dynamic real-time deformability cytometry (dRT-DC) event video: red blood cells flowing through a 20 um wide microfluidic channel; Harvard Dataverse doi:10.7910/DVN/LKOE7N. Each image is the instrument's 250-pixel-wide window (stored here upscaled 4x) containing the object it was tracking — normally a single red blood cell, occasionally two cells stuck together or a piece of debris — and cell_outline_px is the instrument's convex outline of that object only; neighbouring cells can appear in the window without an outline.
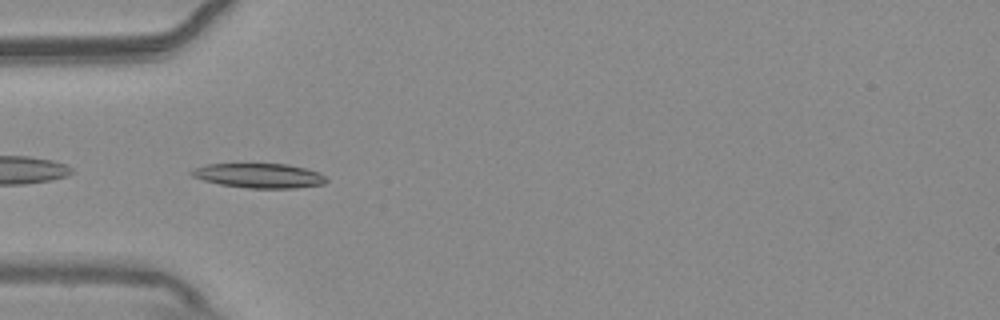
{"species": "common noctule bat (a hibernating species)", "species_latin": "Nyctalus noctula", "temperature_condition": "warm", "stored_images_in_passage": 38, "camera_frame_rate_fps": 3000, "um_per_image_px": 0.085, "animal": {"sex": "male", "body_mass_g": 20.4}, "frame": {"image": 1, "passage_image": 1, "time_ms": 0.0, "image_size_px": [1000, 320], "cell_outline_px": [[328, 180], [324, 184], [292, 188], [248, 188], [220, 184], [204, 180], [192, 176], [188, 172], [192, 168], [208, 164], [288, 164], [308, 168], [320, 172]], "centroid_in_image_um": [22.04, 14.92], "position_along_channel_um": 63.0, "area_um2": 19.36}}